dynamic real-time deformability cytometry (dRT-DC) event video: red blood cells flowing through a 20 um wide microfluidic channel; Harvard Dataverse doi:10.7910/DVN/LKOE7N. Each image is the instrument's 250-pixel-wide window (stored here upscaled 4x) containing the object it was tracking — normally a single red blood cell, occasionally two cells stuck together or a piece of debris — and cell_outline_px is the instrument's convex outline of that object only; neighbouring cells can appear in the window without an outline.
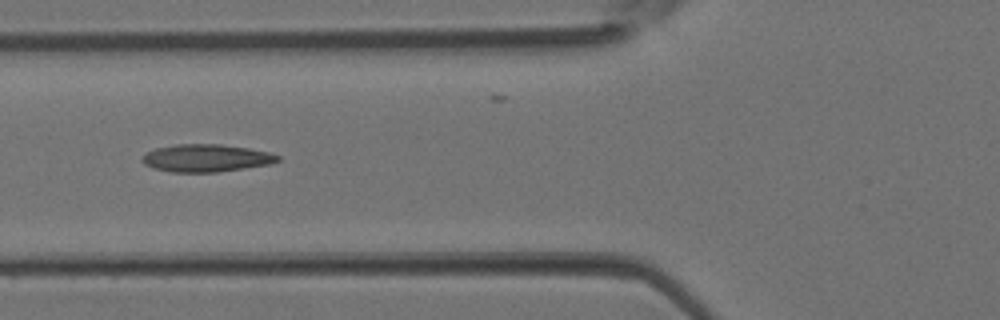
{"species": "Egyptian fruit bat (a non-hibernating species)", "species_latin": "Rousettus aegyptiacus", "temperature_condition": "room temperature", "stored_images_in_passage": 5, "camera_frame_rate_fps": 3000, "um_per_image_px": 0.085, "animal": {"sex": "female"}, "frame": {"image": 1, "passage_image": 5, "time_ms": 1.333, "image_size_px": [1000, 320], "cell_outline_px": [[280, 160], [272, 164], [216, 172], [172, 172], [152, 168], [144, 164], [140, 160], [148, 152], [156, 148], [176, 144], [220, 144], [248, 148], [268, 152], [280, 156]], "centroid_in_image_um": [17.53, 13.44], "position_along_channel_um": 108.3, "area_um2": 21.73}}